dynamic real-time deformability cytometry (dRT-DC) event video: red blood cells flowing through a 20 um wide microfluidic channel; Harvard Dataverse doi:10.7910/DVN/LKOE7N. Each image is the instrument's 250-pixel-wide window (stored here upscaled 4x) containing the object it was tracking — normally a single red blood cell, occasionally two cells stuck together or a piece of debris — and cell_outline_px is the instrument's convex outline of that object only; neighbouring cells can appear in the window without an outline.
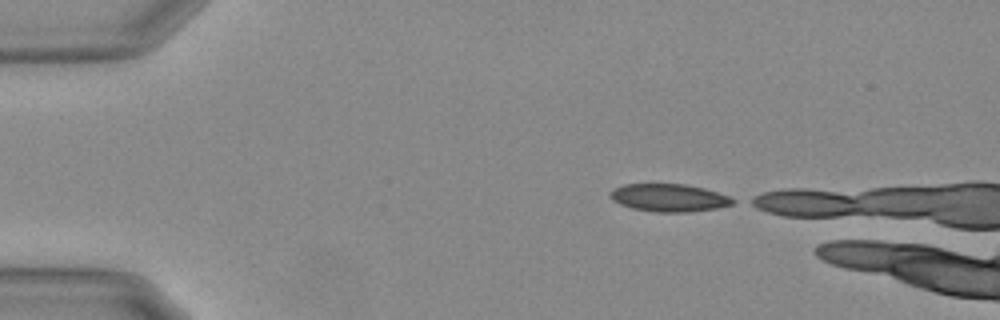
{"species": "Egyptian fruit bat (a non-hibernating species)", "species_latin": "Rousettus aegyptiacus", "temperature_condition": "warm", "stored_images_in_passage": 5, "camera_frame_rate_fps": 3000, "um_per_image_px": 0.085, "animal": {"sex": "female"}, "frame": {"image": 1, "passage_image": 1, "time_ms": 0.0, "image_size_px": [1000, 320], "cell_outline_px": [[736, 200], [732, 204], [716, 208], [688, 212], [656, 212], [632, 208], [620, 204], [612, 200], [608, 196], [612, 188], [624, 184], [684, 184], [704, 188], [728, 196]], "centroid_in_image_um": [56.81, 16.8], "position_along_channel_um": 28.2, "area_um2": 19.77}}